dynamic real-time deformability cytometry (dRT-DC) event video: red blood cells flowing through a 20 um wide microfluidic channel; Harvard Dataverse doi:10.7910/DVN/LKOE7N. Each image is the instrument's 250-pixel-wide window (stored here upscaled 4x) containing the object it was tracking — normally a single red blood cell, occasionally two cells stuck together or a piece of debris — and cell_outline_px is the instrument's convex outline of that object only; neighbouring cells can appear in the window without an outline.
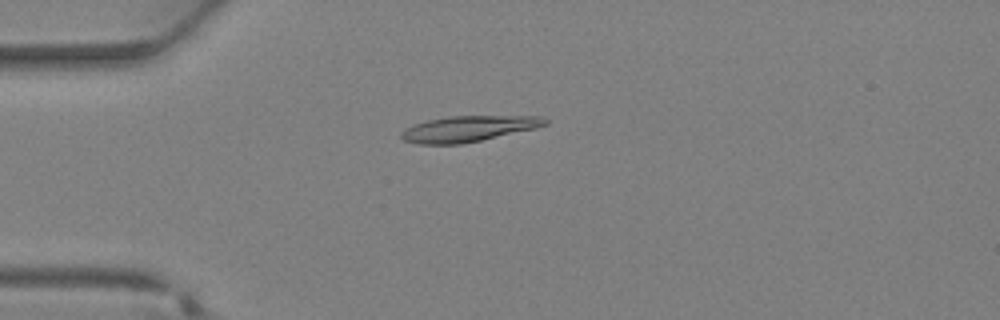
{"species": "Egyptian fruit bat (a non-hibernating species)", "species_latin": "Rousettus aegyptiacus", "temperature_condition": "warm", "stored_images_in_passage": 33, "camera_frame_rate_fps": 3000, "um_per_image_px": 0.085, "animal": {"sex": "female"}, "frame": {"image": 1, "passage_image": 6, "time_ms": 1.667, "image_size_px": [1000, 320], "cell_outline_px": [[548, 124], [536, 128], [480, 140], [460, 144], [420, 144], [404, 140], [400, 136], [400, 132], [404, 128], [428, 120], [452, 116], [540, 116], [548, 120]], "centroid_in_image_um": [39.81, 10.94], "position_along_channel_um": 45.2, "area_um2": 21.39}}
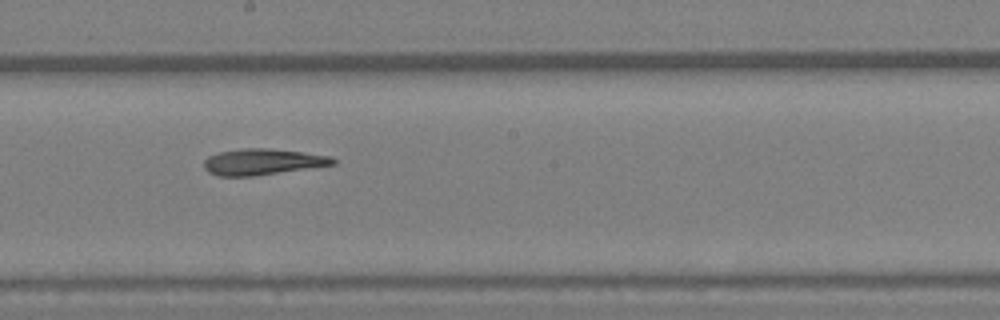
{"frame": {"image": 2, "passage_image": 17, "time_ms": 5.333, "image_size_px": [1000, 320], "cell_outline_px": [[336, 164], [252, 176], [216, 176], [208, 172], [204, 168], [204, 160], [208, 156], [216, 152], [244, 148], [264, 148], [300, 152], [332, 156], [336, 160]], "centroid_in_image_um": [22.26, 13.75], "position_along_channel_um": 225.9, "area_um2": 19.54}}
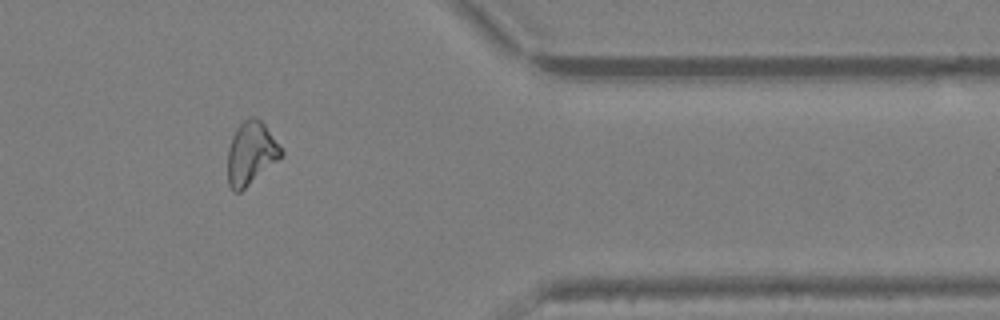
{"frame": {"image": 3, "passage_image": 27, "time_ms": 8.667, "image_size_px": [1000, 320], "cell_outline_px": [[284, 156], [240, 192], [232, 192], [228, 184], [228, 148], [232, 136], [236, 128], [248, 116], [256, 116], [264, 124], [284, 152]], "centroid_in_image_um": [21.33, 13.03], "position_along_channel_um": 390.1, "area_um2": 19.77}}